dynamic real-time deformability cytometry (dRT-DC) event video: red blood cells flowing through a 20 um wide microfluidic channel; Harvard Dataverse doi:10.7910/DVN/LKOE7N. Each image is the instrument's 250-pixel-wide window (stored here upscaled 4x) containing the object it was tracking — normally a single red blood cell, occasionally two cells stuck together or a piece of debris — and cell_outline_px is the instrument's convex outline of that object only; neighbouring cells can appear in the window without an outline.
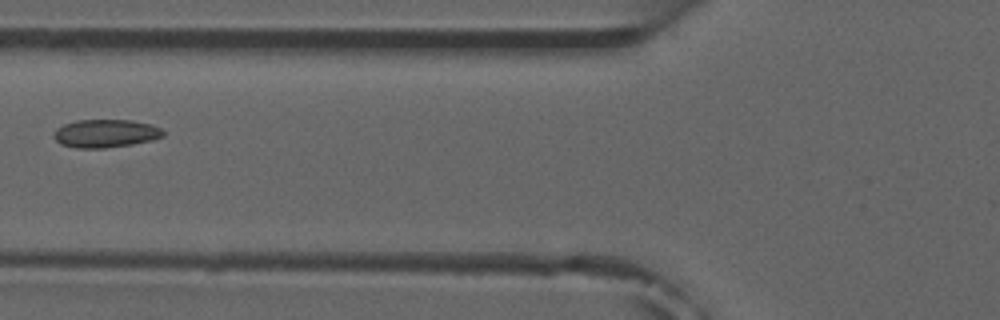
{"species": "common noctule bat (a hibernating species)", "species_latin": "Nyctalus noctula", "temperature_condition": "room temperature", "stored_images_in_passage": 6, "camera_frame_rate_fps": 3000, "um_per_image_px": 0.085, "animal": {"sex": "male", "forearm_length_mm": 52.5}, "frame": {"image": 1, "passage_image": 6, "time_ms": 6.667, "image_size_px": [1000, 320], "cell_outline_px": [[164, 136], [152, 140], [132, 144], [104, 148], [76, 148], [60, 144], [52, 136], [52, 132], [56, 128], [64, 124], [76, 120], [132, 120], [152, 124], [160, 128], [164, 132]], "centroid_in_image_um": [8.95, 11.34], "position_along_channel_um": 116.9, "area_um2": 18.09}}